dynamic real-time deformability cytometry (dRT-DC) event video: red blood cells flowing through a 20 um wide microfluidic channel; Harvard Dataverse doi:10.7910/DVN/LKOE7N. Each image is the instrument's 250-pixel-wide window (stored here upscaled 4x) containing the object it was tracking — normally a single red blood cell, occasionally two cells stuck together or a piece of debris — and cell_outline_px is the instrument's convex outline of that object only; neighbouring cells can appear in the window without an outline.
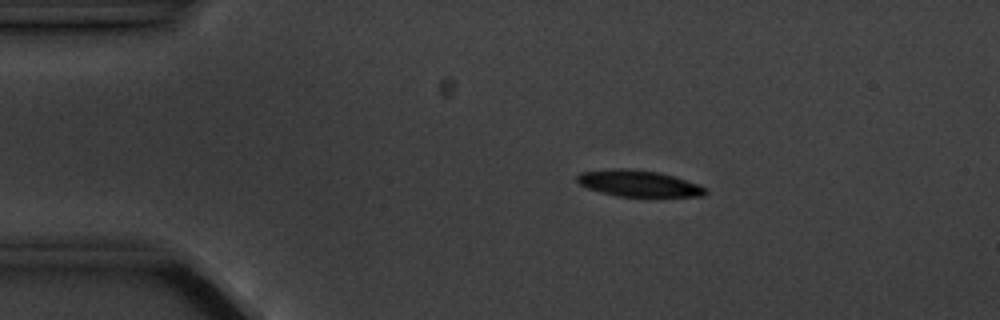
{"species": "common noctule bat (a hibernating species)", "species_latin": "Nyctalus noctula", "temperature_condition": "cold", "stored_images_in_passage": 3, "camera_frame_rate_fps": 3000, "um_per_image_px": 0.085, "animal": {"sex": "male", "body_mass_g": 20.1, "forearm_length_mm": 53.5}, "frame": {"image": 1, "passage_image": 1, "time_ms": 0.0, "image_size_px": [1000, 320], "cell_outline_px": [[708, 192], [704, 196], [616, 196], [600, 192], [588, 188], [580, 184], [576, 180], [576, 176], [580, 172], [612, 168], [628, 168], [660, 172], [708, 188]], "centroid_in_image_um": [54.24, 15.58], "position_along_channel_um": 30.8, "area_um2": 19.65}}